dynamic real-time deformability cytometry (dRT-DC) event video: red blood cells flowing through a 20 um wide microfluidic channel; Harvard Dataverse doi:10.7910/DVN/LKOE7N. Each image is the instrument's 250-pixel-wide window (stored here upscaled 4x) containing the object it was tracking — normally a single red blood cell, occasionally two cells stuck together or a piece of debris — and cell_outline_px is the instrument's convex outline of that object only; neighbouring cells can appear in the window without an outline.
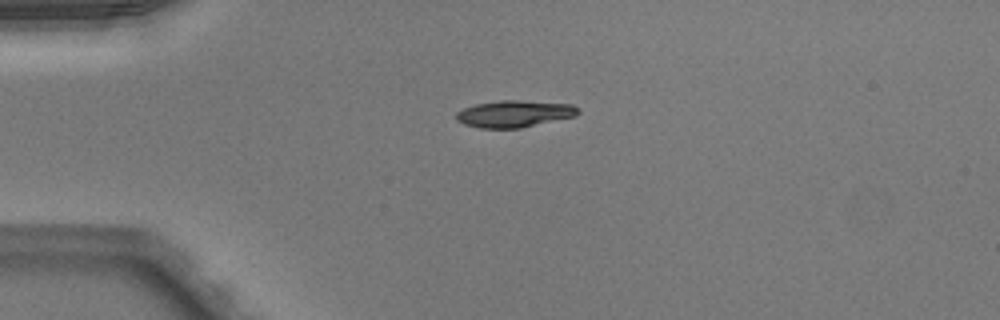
{"species": "Egyptian fruit bat (a non-hibernating species)", "species_latin": "Rousettus aegyptiacus", "temperature_condition": "warm", "stored_images_in_passage": 39, "camera_frame_rate_fps": 3000, "um_per_image_px": 0.085, "animal": {"sex": "male"}, "frame": {"image": 1, "passage_image": 1, "time_ms": 0.0, "image_size_px": [1000, 320], "cell_outline_px": [[580, 112], [576, 116], [520, 128], [480, 128], [464, 124], [456, 120], [456, 112], [464, 108], [476, 104], [500, 100], [520, 100], [572, 104], [580, 108]], "centroid_in_image_um": [43.74, 9.67], "position_along_channel_um": 41.3, "area_um2": 19.13}}
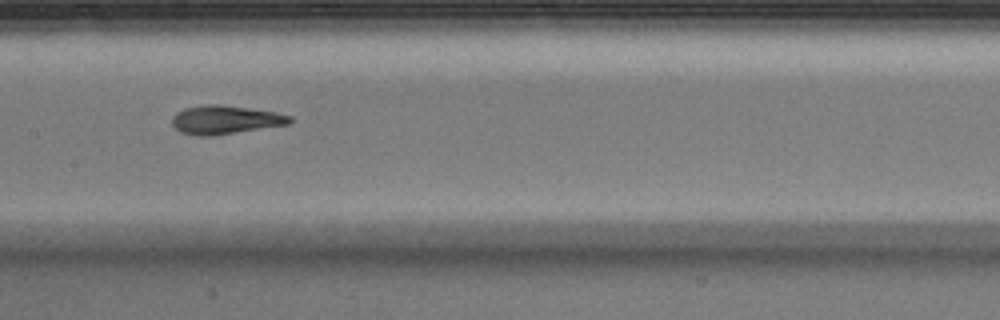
{"frame": {"image": 2, "passage_image": 14, "time_ms": 4.333, "image_size_px": [1000, 320], "cell_outline_px": [[292, 120], [288, 124], [212, 136], [196, 136], [180, 132], [172, 124], [172, 116], [176, 112], [184, 108], [204, 104], [220, 104], [276, 112], [292, 116]], "centroid_in_image_um": [19.1, 10.17], "position_along_channel_um": 188.3, "area_um2": 19.65}}
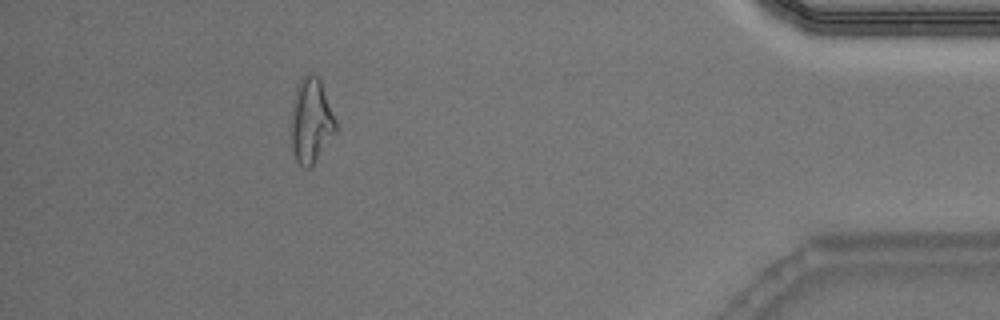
{"frame": {"image": 3, "passage_image": 34, "time_ms": 11.0, "image_size_px": [1000, 320], "cell_outline_px": [[336, 132], [316, 160], [308, 168], [304, 168], [296, 160], [292, 152], [292, 100], [296, 88], [300, 80], [308, 72], [312, 72], [320, 80], [336, 120]], "centroid_in_image_um": [26.44, 10.25], "position_along_channel_um": 408.8, "area_um2": 21.85}, "authors_computed_cell_mechanics": {"area_um2": 19.652, "velocity_mm_per_s": 4.0549, "shape_relaxation_time_tau1_ms": 8.1684, "shape_relaxation_time_tau2_ms": 1.7232, "deformation_change_tau1": 0.2808, "deformation_change_tau2": 0.0842}}